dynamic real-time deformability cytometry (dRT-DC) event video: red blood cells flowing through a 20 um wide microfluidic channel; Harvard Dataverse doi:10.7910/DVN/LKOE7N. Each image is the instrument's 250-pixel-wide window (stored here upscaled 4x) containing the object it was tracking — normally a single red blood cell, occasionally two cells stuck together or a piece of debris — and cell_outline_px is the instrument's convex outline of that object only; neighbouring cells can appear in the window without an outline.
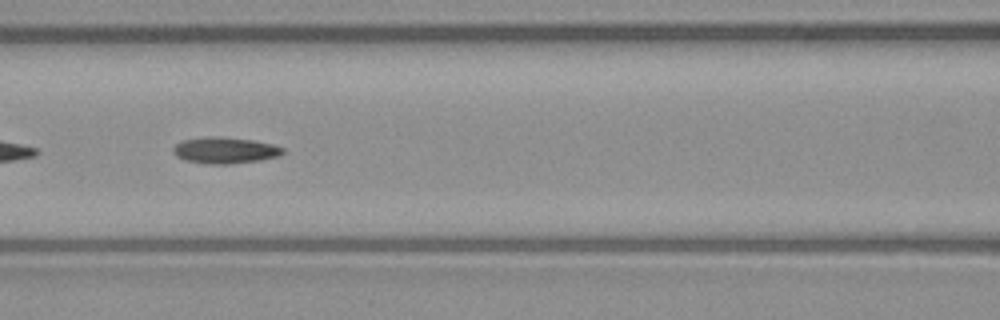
{"species": "common noctule bat (a hibernating species)", "species_latin": "Nyctalus noctula", "temperature_condition": "warm", "stored_images_in_passage": 54, "segment_of_instrument_passage": [2, 2], "camera_frame_rate_fps": 3000, "um_per_image_px": 0.085, "animal": {"sex": "male", "body_mass_g": 23.1, "forearm_length_mm": 52.7}, "frame": {"image": 1, "passage_image": 23, "time_ms": 7.333, "image_size_px": [1000, 320], "cell_outline_px": [[284, 152], [280, 156], [260, 160], [228, 164], [208, 164], [184, 160], [176, 156], [172, 152], [172, 148], [180, 140], [208, 136], [220, 136], [252, 140], [272, 144], [284, 148]], "centroid_in_image_um": [19.09, 12.77], "position_along_channel_um": 147.5, "area_um2": 16.99}}
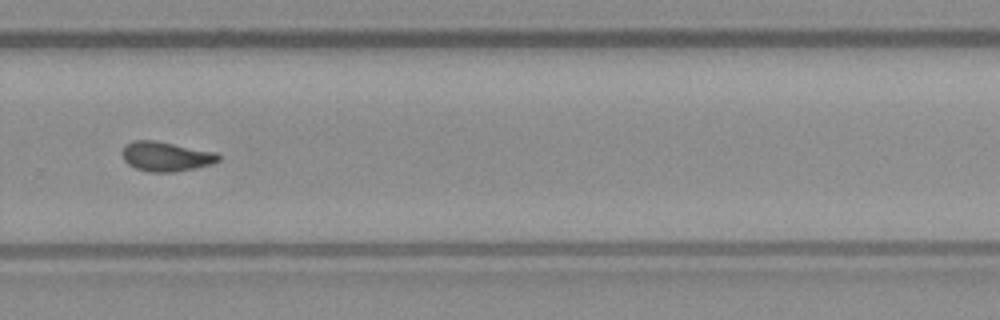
{"frame": {"image": 2, "passage_image": 36, "time_ms": 11.667, "image_size_px": [1000, 320], "cell_outline_px": [[220, 160], [212, 164], [196, 168], [176, 172], [148, 172], [136, 168], [128, 164], [124, 160], [124, 148], [128, 144], [136, 140], [156, 140], [216, 152], [220, 156]], "centroid_in_image_um": [14.16, 13.31], "position_along_channel_um": 315.6, "area_um2": 16.53}}
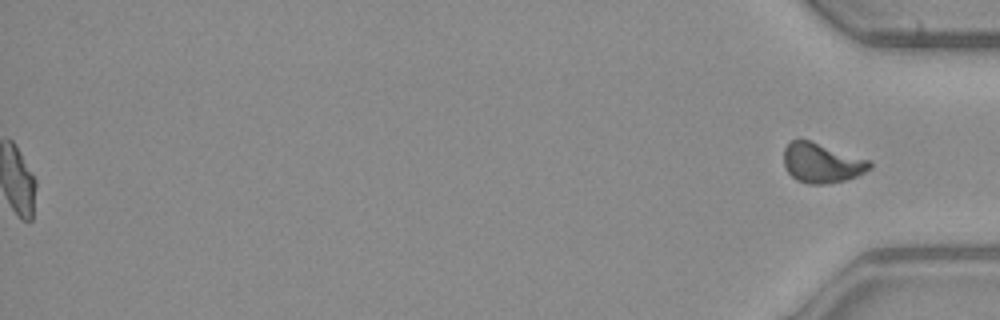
{"frame": {"image": 3, "passage_image": 54, "time_ms": 17.667, "image_size_px": [1000, 320], "cell_outline_px": [[872, 168], [856, 176], [844, 180], [824, 184], [808, 184], [796, 180], [788, 172], [784, 164], [784, 148], [792, 140], [808, 140], [872, 160]], "centroid_in_image_um": [69.87, 13.85], "position_along_channel_um": 365.3, "area_um2": 19.83}}